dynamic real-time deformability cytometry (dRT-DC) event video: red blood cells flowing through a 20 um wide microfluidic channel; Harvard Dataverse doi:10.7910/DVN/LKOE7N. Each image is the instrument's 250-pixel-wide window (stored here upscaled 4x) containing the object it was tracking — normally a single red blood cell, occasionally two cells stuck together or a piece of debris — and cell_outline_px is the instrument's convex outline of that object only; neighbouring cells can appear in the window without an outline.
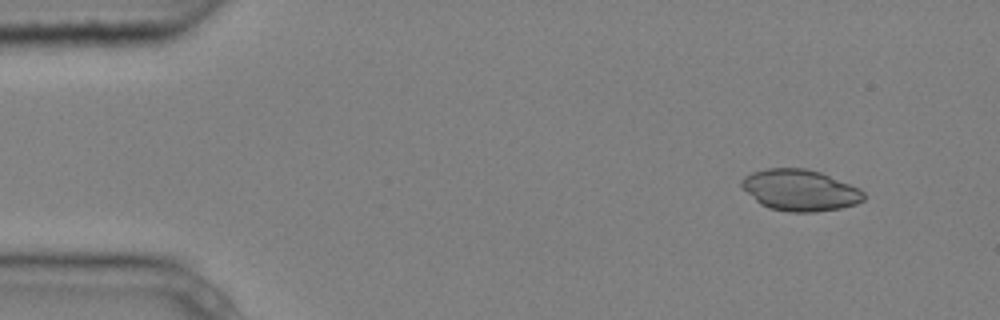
{"species": "common noctule bat (a hibernating species)", "species_latin": "Nyctalus noctula", "temperature_condition": "cold", "stored_images_in_passage": 5, "camera_frame_rate_fps": 3000, "um_per_image_px": 0.085, "animal": {"sex": "male", "body_mass_g": 20.4}, "frame": {"image": 1, "passage_image": 1, "time_ms": 0.0, "image_size_px": [1000, 320], "cell_outline_px": [[864, 200], [856, 204], [840, 208], [816, 212], [788, 212], [768, 208], [760, 204], [740, 184], [740, 180], [744, 176], [752, 172], [768, 168], [804, 168], [820, 172], [860, 188], [864, 192]], "centroid_in_image_um": [68.0, 16.17], "position_along_channel_um": 17.0, "area_um2": 29.36}}
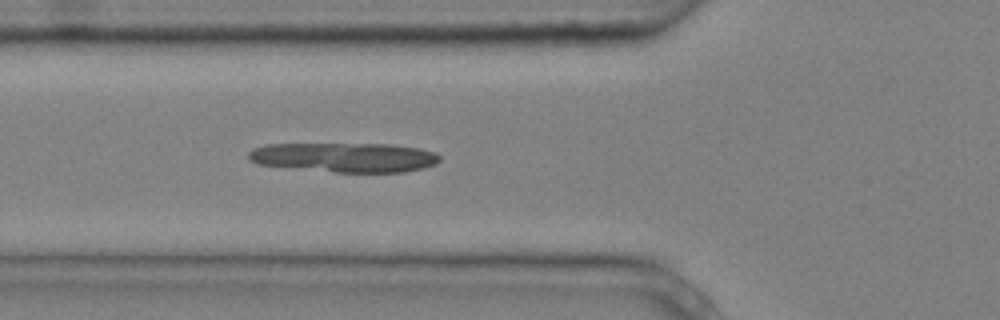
{"frame": {"image": 2, "passage_image": 5, "time_ms": 1.333, "image_size_px": [1000, 320], "cell_outline_px": [[440, 160], [436, 164], [424, 168], [404, 172], [336, 172], [260, 164], [248, 160], [248, 152], [252, 148], [268, 144], [388, 144], [420, 148], [432, 152], [440, 156]], "centroid_in_image_um": [29.3, 13.37], "position_along_channel_um": 96.5, "area_um2": 32.71}}